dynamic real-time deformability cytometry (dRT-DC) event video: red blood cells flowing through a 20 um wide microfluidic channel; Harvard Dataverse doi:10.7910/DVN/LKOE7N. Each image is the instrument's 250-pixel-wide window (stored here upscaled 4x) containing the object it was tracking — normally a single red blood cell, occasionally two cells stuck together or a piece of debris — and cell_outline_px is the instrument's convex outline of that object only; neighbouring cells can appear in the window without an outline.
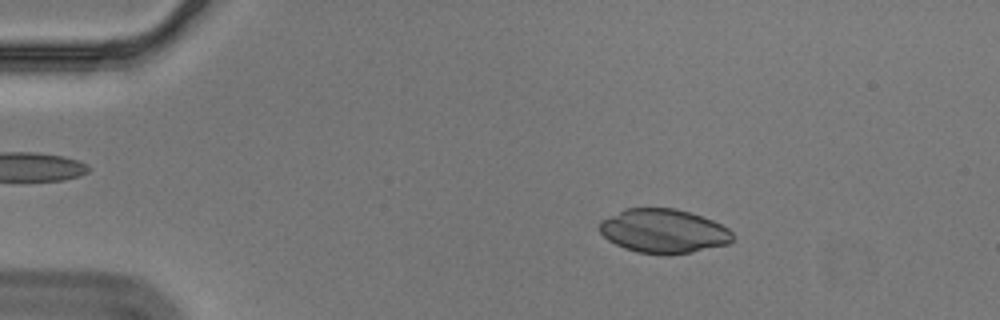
{"species": "Egyptian fruit bat (a non-hibernating species)", "species_latin": "Rousettus aegyptiacus", "temperature_condition": "cold", "stored_images_in_passage": 49, "camera_frame_rate_fps": 3000, "um_per_image_px": 0.085, "animal": {"sex": "male"}, "frame": {"image": 1, "passage_image": 3, "time_ms": 0.667, "image_size_px": [1000, 320], "cell_outline_px": [[736, 240], [728, 244], [692, 252], [668, 256], [636, 252], [624, 248], [608, 240], [596, 228], [600, 220], [624, 208], [676, 208], [712, 220], [728, 228], [736, 236]], "centroid_in_image_um": [56.39, 19.65], "position_along_channel_um": 28.6, "area_um2": 34.74}}
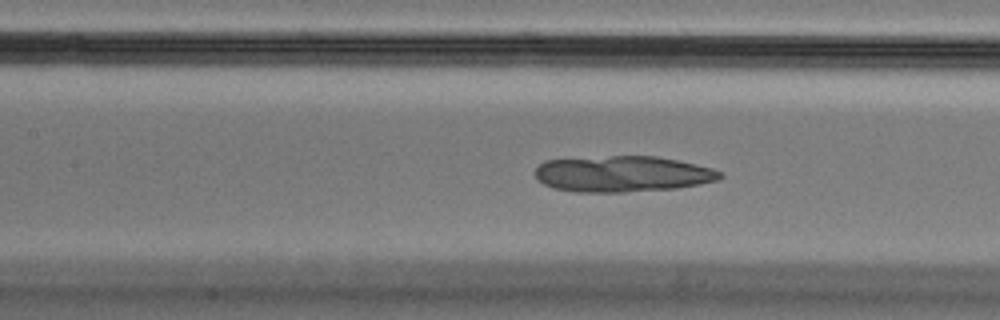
{"frame": {"image": 2, "passage_image": 19, "time_ms": 6.0, "image_size_px": [1000, 320], "cell_outline_px": [[724, 176], [716, 180], [676, 188], [624, 192], [576, 192], [552, 188], [536, 180], [536, 168], [544, 160], [612, 156], [656, 156], [696, 164], [712, 168], [720, 172]], "centroid_in_image_um": [52.87, 14.78], "position_along_channel_um": 154.5, "area_um2": 38.67}}
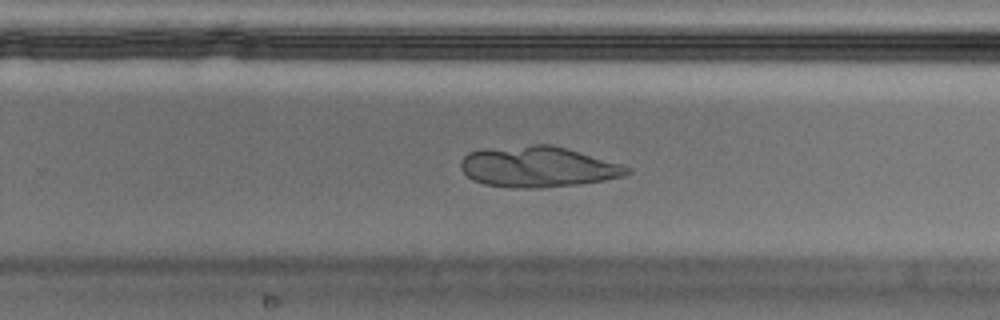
{"frame": {"image": 3, "passage_image": 30, "time_ms": 9.667, "image_size_px": [1000, 320], "cell_outline_px": [[632, 172], [624, 176], [604, 180], [580, 184], [540, 188], [512, 188], [484, 184], [472, 180], [460, 168], [460, 160], [468, 152], [484, 148], [532, 144], [552, 144], [620, 164], [632, 168]], "centroid_in_image_um": [45.69, 14.18], "position_along_channel_um": 284.1, "area_um2": 39.77}}